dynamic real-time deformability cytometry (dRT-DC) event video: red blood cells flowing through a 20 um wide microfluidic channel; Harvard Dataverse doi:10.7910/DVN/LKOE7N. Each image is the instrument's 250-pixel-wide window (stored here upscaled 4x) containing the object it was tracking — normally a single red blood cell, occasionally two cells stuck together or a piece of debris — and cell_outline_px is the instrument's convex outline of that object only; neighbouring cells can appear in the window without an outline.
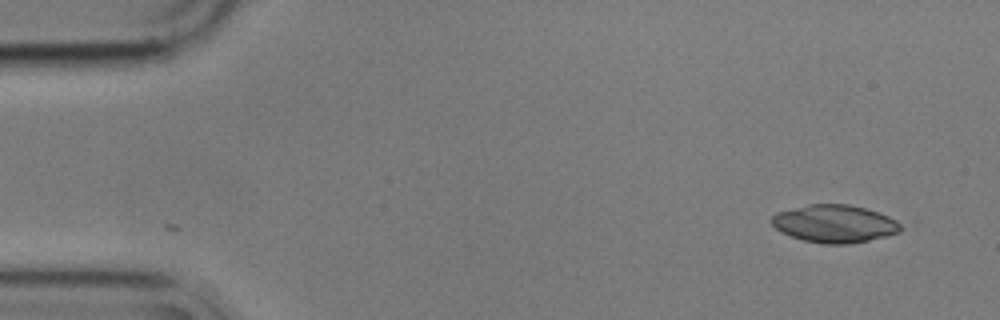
{"species": "common noctule bat (a hibernating species)", "species_latin": "Nyctalus noctula", "temperature_condition": "cold", "stored_images_in_passage": 33, "camera_frame_rate_fps": 3000, "um_per_image_px": 0.085, "animal": {"sex": "male", "body_mass_g": 17.9}, "frame": {"image": 1, "passage_image": 1, "time_ms": 0.0, "image_size_px": [1000, 320], "cell_outline_px": [[904, 228], [900, 232], [868, 240], [848, 244], [824, 244], [804, 240], [780, 232], [772, 224], [772, 216], [776, 212], [808, 204], [848, 204], [864, 208], [888, 216], [896, 220]], "centroid_in_image_um": [70.93, 19.01], "position_along_channel_um": 14.1, "area_um2": 28.21}}
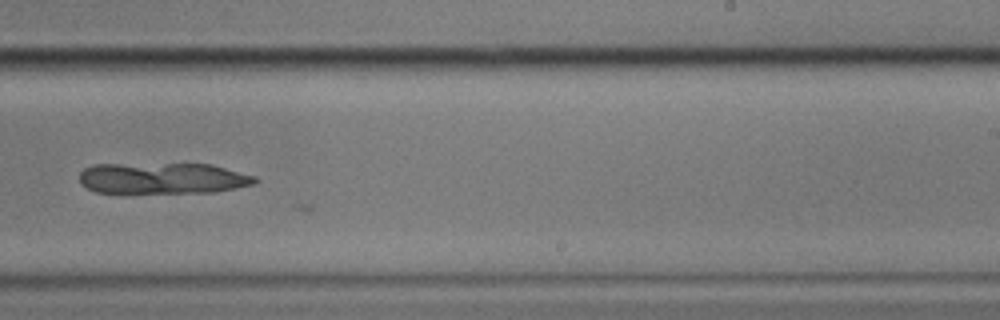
{"frame": {"image": 2, "passage_image": 32, "time_ms": 10.333, "image_size_px": [1000, 320], "cell_outline_px": [[260, 180], [256, 184], [216, 192], [96, 192], [80, 184], [80, 172], [84, 168], [92, 164], [212, 164], [256, 176]], "centroid_in_image_um": [13.87, 15.14], "position_along_channel_um": 275.1, "area_um2": 31.91}}